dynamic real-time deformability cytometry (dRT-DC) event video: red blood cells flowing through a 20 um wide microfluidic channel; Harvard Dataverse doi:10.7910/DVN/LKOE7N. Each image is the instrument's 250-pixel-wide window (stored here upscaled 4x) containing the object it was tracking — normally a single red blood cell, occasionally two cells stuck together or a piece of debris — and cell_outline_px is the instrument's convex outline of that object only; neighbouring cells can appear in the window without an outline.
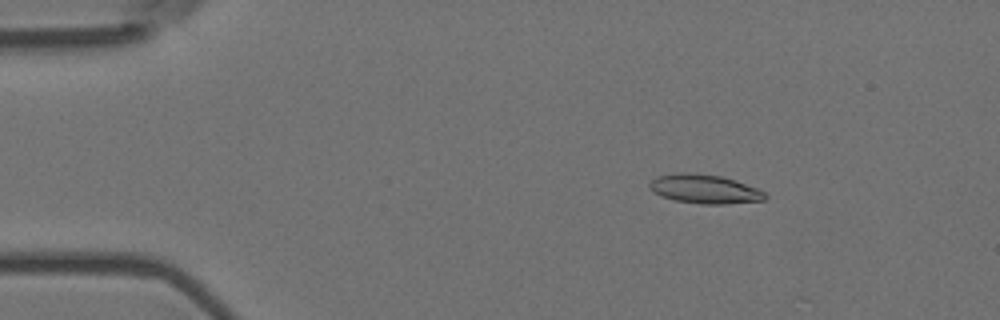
{"species": "Egyptian fruit bat (a non-hibernating species)", "species_latin": "Rousettus aegyptiacus", "temperature_condition": "room temperature", "stored_images_in_passage": 4, "camera_frame_rate_fps": 3000, "um_per_image_px": 0.085, "animal": {"sex": "female"}, "frame": {"image": 1, "passage_image": 2, "time_ms": 0.333, "image_size_px": [1000, 320], "cell_outline_px": [[768, 196], [764, 200], [724, 204], [704, 204], [676, 200], [660, 196], [652, 192], [648, 188], [648, 184], [656, 176], [676, 172], [680, 172], [720, 176], [756, 188], [764, 192]], "centroid_in_image_um": [59.82, 16.07], "position_along_channel_um": 25.2, "area_um2": 19.31}}